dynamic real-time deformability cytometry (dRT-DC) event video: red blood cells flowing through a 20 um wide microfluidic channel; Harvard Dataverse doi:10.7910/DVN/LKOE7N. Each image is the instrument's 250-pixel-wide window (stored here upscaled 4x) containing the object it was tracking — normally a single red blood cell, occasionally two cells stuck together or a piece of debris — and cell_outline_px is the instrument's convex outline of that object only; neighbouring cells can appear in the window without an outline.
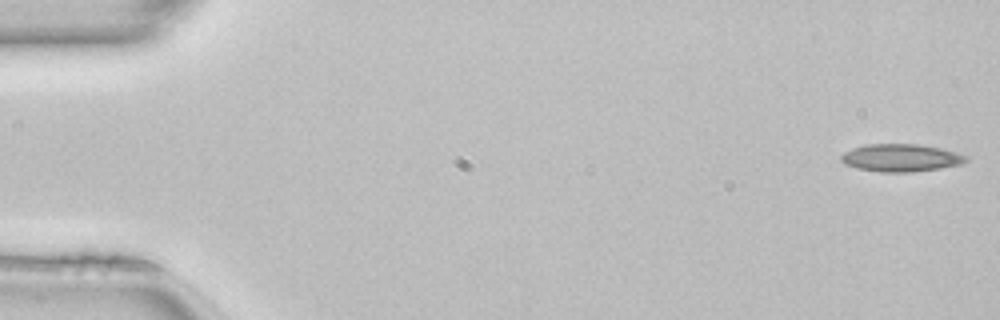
{"species": "common noctule bat (a hibernating species)", "species_latin": "Nyctalus noctula", "temperature_condition": "room temperature", "stored_images_in_passage": 49, "camera_frame_rate_fps": 3000, "um_per_image_px": 0.085, "animal": {"sex": "female", "body_mass_g": 22.7, "forearm_length_mm": 54.2}, "frame": {"image": 1, "passage_image": 1, "time_ms": 0.0, "image_size_px": [1000, 320], "cell_outline_px": [[968, 160], [960, 164], [940, 168], [912, 172], [880, 172], [856, 168], [844, 164], [840, 160], [840, 156], [844, 152], [852, 148], [868, 144], [920, 144], [940, 148], [956, 152], [968, 156]], "centroid_in_image_um": [76.55, 13.41], "position_along_channel_um": 8.4, "area_um2": 20.17}}
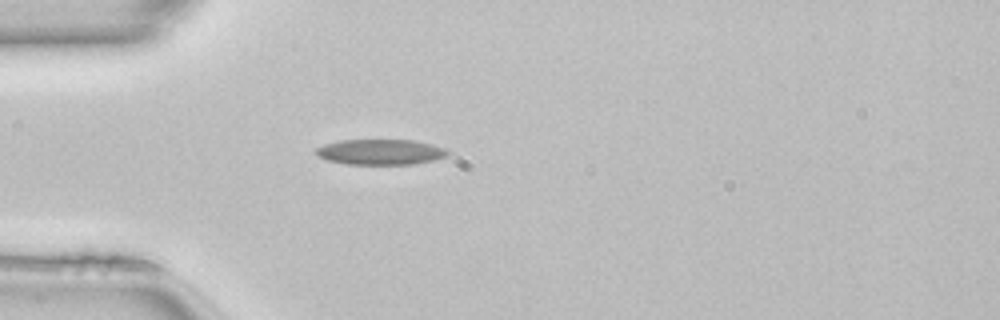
{"frame": {"image": 2, "passage_image": 14, "time_ms": 4.333, "image_size_px": [1000, 320], "cell_outline_px": [[452, 152], [448, 156], [432, 160], [412, 164], [348, 164], [328, 160], [316, 156], [312, 152], [316, 148], [324, 144], [340, 140], [412, 140], [432, 144], [444, 148]], "centroid_in_image_um": [32.32, 12.91], "position_along_channel_um": 52.7, "area_um2": 19.65}}
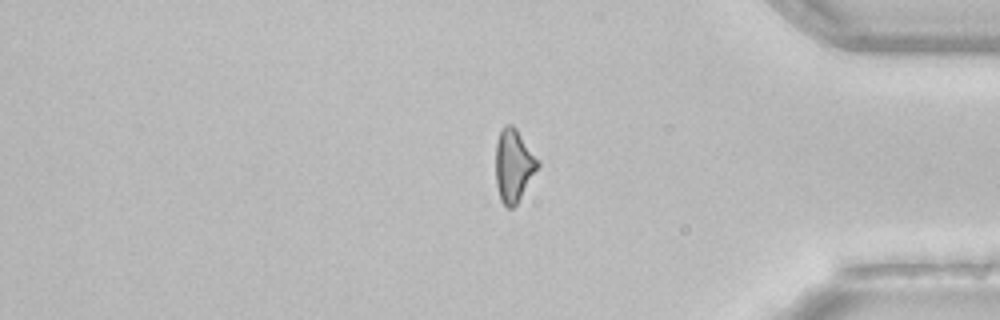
{"frame": {"image": 3, "passage_image": 41, "time_ms": 13.333, "image_size_px": [1000, 320], "cell_outline_px": [[540, 164], [516, 204], [512, 208], [508, 208], [500, 200], [496, 184], [496, 140], [500, 128], [504, 124], [512, 124], [516, 128], [540, 160]], "centroid_in_image_um": [43.65, 14.01], "position_along_channel_um": 391.6, "area_um2": 17.92}, "authors_computed_cell_mechanics": {"area_um2": 18.785, "velocity_mm_per_s": 4.1361, "shape_relaxation_time_tau1_ms": null, "shape_relaxation_time_tau2_ms": 1.9048, "deformation_change_tau1": null, "deformation_change_tau2": 0.1098}}